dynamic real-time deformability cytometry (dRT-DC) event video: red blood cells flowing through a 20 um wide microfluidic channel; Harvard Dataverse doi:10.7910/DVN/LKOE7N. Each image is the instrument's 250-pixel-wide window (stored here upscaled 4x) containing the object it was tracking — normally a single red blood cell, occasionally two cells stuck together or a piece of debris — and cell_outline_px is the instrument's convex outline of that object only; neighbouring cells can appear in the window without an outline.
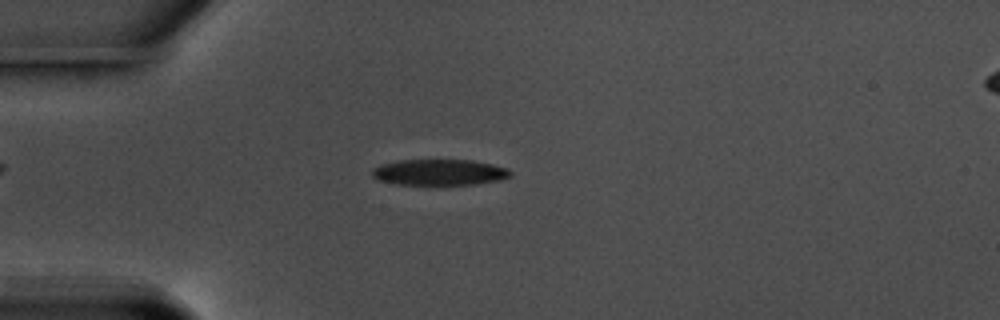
{"species": "common noctule bat (a hibernating species)", "species_latin": "Nyctalus noctula", "temperature_condition": "warm", "stored_images_in_passage": 53, "camera_frame_rate_fps": 3000, "um_per_image_px": 0.085, "animal": {"sex": "male", "body_mass_g": 17.5, "forearm_length_mm": 52.3}, "frame": {"image": 1, "passage_image": 12, "time_ms": 3.667, "image_size_px": [1000, 320], "cell_outline_px": [[512, 176], [500, 180], [476, 184], [396, 184], [376, 180], [372, 176], [372, 168], [384, 164], [400, 160], [472, 160], [492, 164], [508, 168], [512, 172]], "centroid_in_image_um": [37.37, 14.64], "position_along_channel_um": 47.6, "area_um2": 20.92}}
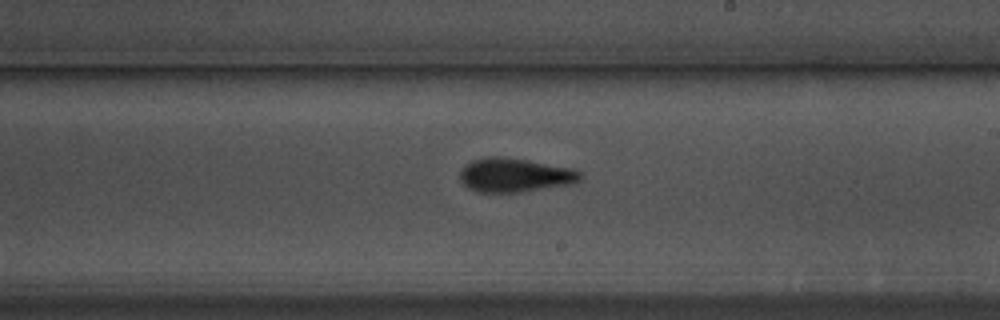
{"frame": {"image": 2, "passage_image": 30, "time_ms": 9.667, "image_size_px": [1000, 320], "cell_outline_px": [[584, 176], [580, 180], [572, 184], [520, 192], [476, 192], [468, 188], [460, 180], [460, 168], [464, 164], [472, 160], [488, 156], [500, 156], [528, 160], [572, 168], [580, 172]], "centroid_in_image_um": [43.74, 14.88], "position_along_channel_um": 245.3, "area_um2": 24.04}}
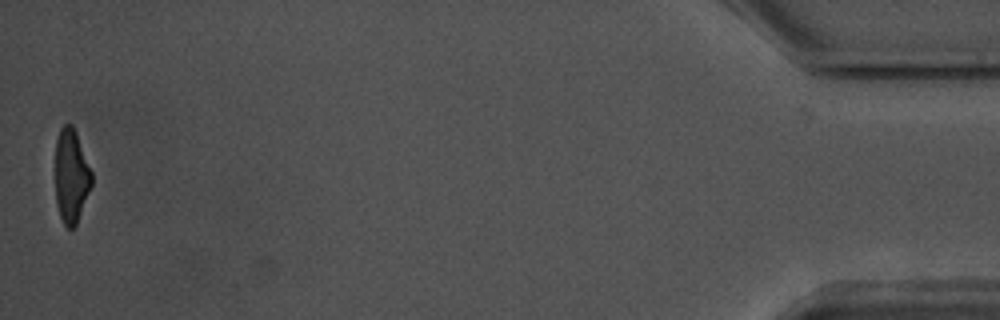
{"frame": {"image": 3, "passage_image": 53, "time_ms": 17.333, "image_size_px": [1000, 320], "cell_outline_px": [[92, 184], [76, 224], [72, 228], [68, 228], [64, 224], [60, 216], [56, 204], [56, 140], [60, 128], [64, 124], [72, 124], [76, 132], [92, 172]], "centroid_in_image_um": [6.05, 14.94], "position_along_channel_um": 429.1, "area_um2": 19.71}, "authors_computed_cell_mechanics": {"area_um2": 22.253, "velocity_mm_per_s": 3.5874, "shape_relaxation_time_tau1_ms": 2.9639, "shape_relaxation_time_tau2_ms": 2.0582, "deformation_change_tau1": 0.1539, "deformation_change_tau2": 0.1059}}